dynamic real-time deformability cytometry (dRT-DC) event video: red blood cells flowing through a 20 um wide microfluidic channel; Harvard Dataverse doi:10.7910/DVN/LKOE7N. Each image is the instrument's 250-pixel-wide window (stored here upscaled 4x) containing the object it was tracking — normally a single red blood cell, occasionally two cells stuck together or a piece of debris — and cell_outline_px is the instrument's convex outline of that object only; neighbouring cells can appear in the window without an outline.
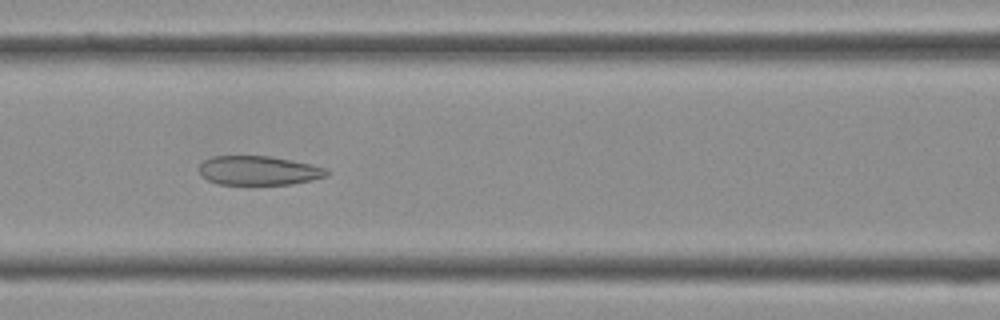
{"species": "Egyptian fruit bat (a non-hibernating species)", "species_latin": "Rousettus aegyptiacus", "temperature_condition": "cold", "stored_images_in_passage": 33, "camera_frame_rate_fps": 3000, "um_per_image_px": 0.085, "frame": {"image": 1, "passage_image": 12, "time_ms": 3.667, "image_size_px": [1000, 320], "cell_outline_px": [[332, 172], [328, 176], [312, 180], [292, 184], [220, 184], [208, 180], [200, 176], [200, 164], [204, 160], [212, 156], [268, 156], [328, 168]], "centroid_in_image_um": [22.0, 14.5], "position_along_channel_um": 144.6, "area_um2": 21.62}}
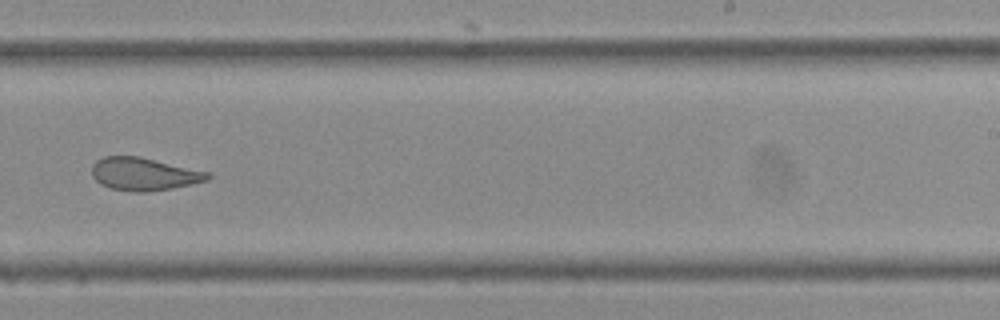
{"frame": {"image": 2, "passage_image": 20, "time_ms": 6.333, "image_size_px": [1000, 320], "cell_outline_px": [[212, 176], [208, 180], [192, 184], [172, 188], [148, 192], [132, 192], [112, 188], [100, 184], [92, 176], [92, 164], [96, 160], [104, 156], [140, 156], [212, 172]], "centroid_in_image_um": [12.27, 14.78], "position_along_channel_um": 276.7, "area_um2": 22.48}}
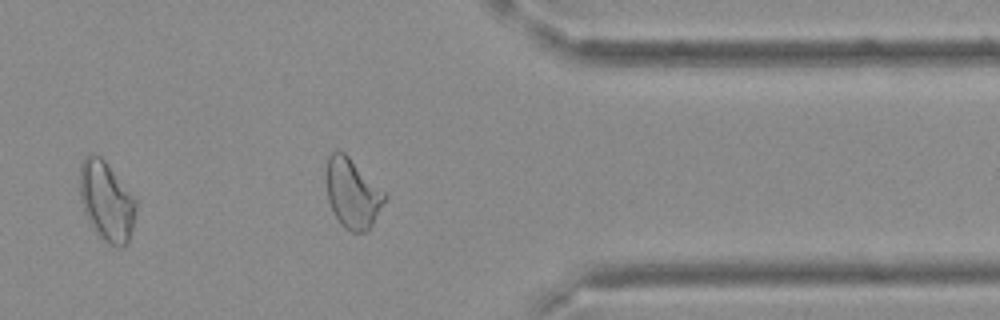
{"frame": {"image": 3, "passage_image": 27, "time_ms": 8.667, "image_size_px": [1000, 320], "cell_outline_px": [[136, 208], [132, 228], [128, 244], [120, 248], [116, 248], [104, 240], [100, 236], [88, 220], [84, 212], [80, 200], [80, 164], [84, 156], [88, 152], [92, 152], [100, 156], [104, 160], [136, 200]], "centroid_in_image_um": [9.03, 17.09], "position_along_channel_um": 402.4, "area_um2": 25.95}}